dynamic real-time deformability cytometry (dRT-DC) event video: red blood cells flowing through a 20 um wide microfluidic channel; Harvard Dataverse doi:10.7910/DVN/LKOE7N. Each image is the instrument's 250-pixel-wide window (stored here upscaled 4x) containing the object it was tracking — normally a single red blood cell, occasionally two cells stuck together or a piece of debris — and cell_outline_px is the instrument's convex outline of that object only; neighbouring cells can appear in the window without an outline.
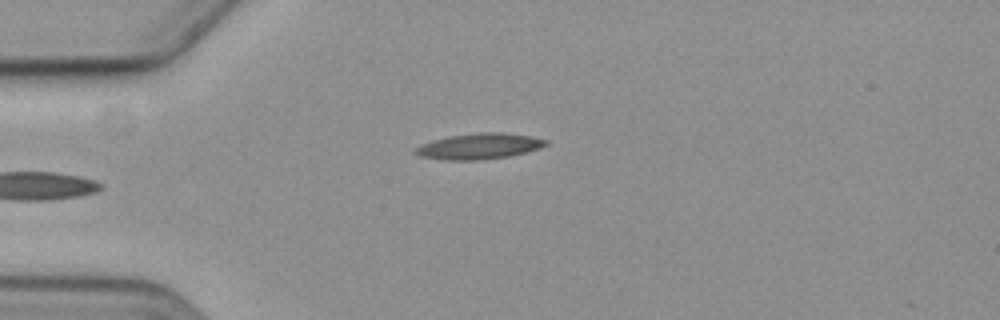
{"species": "common noctule bat (a hibernating species)", "species_latin": "Nyctalus noctula", "temperature_condition": "cold", "stored_images_in_passage": 5, "camera_frame_rate_fps": 3000, "um_per_image_px": 0.085, "animal": {"sex": "female", "body_mass_g": 19.3, "forearm_length_mm": 54.1}, "frame": {"image": 1, "passage_image": 5, "time_ms": 7.667, "image_size_px": [1000, 320], "cell_outline_px": [[548, 144], [540, 148], [508, 156], [480, 160], [444, 160], [420, 156], [412, 152], [416, 148], [424, 144], [448, 136], [480, 132], [504, 132], [528, 136], [548, 140]], "centroid_in_image_um": [40.74, 12.43], "position_along_channel_um": 44.3, "area_um2": 19.36}}